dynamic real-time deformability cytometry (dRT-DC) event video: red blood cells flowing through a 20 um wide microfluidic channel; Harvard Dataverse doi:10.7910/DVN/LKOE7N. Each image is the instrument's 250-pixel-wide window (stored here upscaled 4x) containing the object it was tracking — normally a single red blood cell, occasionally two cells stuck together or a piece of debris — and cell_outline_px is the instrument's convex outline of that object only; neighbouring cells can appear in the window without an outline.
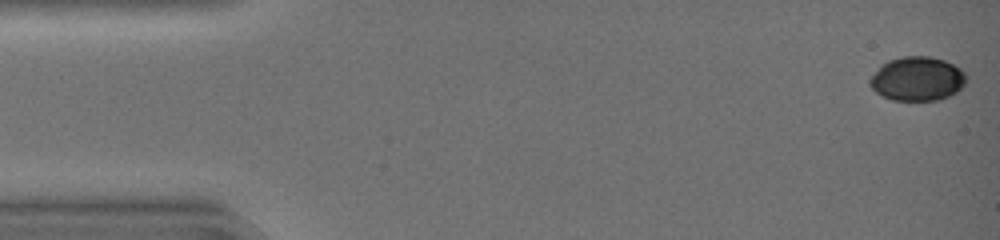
{"species": "common noctule bat (a hibernating species)", "species_latin": "Nyctalus noctula", "temperature_condition": "warm", "stored_images_in_passage": 44, "camera_frame_rate_fps": 3000, "um_per_image_px": 0.085, "animal": {"sex": "female", "body_mass_g": 19.0, "forearm_length_mm": 51.5}, "frame": {"image": 1, "passage_image": 1, "time_ms": 0.0, "image_size_px": [1000, 240], "cell_outline_px": [[968, 80], [956, 92], [940, 100], [892, 100], [876, 92], [868, 84], [868, 80], [880, 64], [888, 60], [900, 56], [928, 56], [944, 60], [960, 68], [968, 76]], "centroid_in_image_um": [77.96, 6.68], "position_along_channel_um": 7.0, "area_um2": 24.97}}
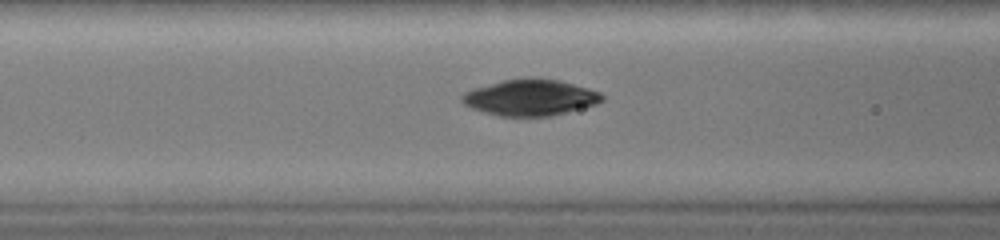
{"frame": {"image": 2, "passage_image": 18, "time_ms": 5.667, "image_size_px": [1000, 240], "cell_outline_px": [[604, 100], [596, 104], [552, 116], [500, 116], [484, 112], [472, 108], [464, 104], [460, 100], [460, 96], [464, 92], [472, 88], [504, 80], [528, 76], [536, 76], [560, 80], [588, 88], [600, 92], [604, 96]], "centroid_in_image_um": [45.07, 8.26], "position_along_channel_um": 121.5, "area_um2": 29.94}}
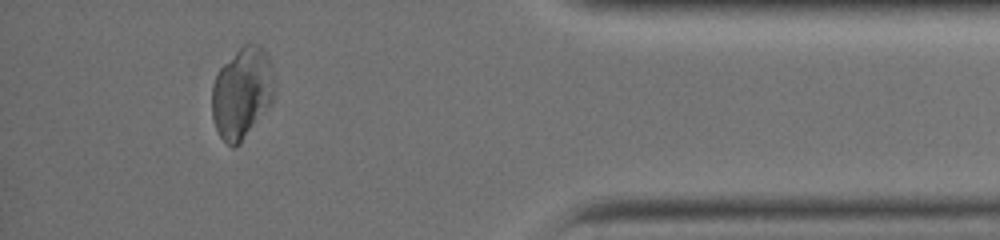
{"frame": {"image": 3, "passage_image": 40, "time_ms": 13.0, "image_size_px": [1000, 240], "cell_outline_px": [[276, 96], [240, 144], [236, 148], [232, 148], [220, 136], [216, 128], [212, 116], [212, 84], [220, 68], [244, 44], [260, 44], [264, 48], [272, 64], [276, 88]], "centroid_in_image_um": [20.6, 7.89], "position_along_channel_um": 414.6, "area_um2": 33.41}, "authors_computed_cell_mechanics": {"area_um2": 29.767, "velocity_mm_per_s": 4.3745, "shape_relaxation_time_tau1_ms": 6.1832, "shape_relaxation_time_tau2_ms": 8.7426, "deformation_change_tau1": 0.1298, "deformation_change_tau2": 0.0541}}